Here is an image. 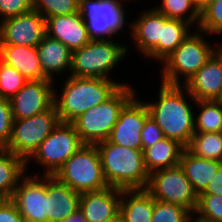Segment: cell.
I'll return each instance as SVG.
<instances>
[{
  "instance_id": "obj_34",
  "label": "cell",
  "mask_w": 222,
  "mask_h": 222,
  "mask_svg": "<svg viewBox=\"0 0 222 222\" xmlns=\"http://www.w3.org/2000/svg\"><path fill=\"white\" fill-rule=\"evenodd\" d=\"M192 213L176 204L154 199V211L151 222H188Z\"/></svg>"
},
{
  "instance_id": "obj_38",
  "label": "cell",
  "mask_w": 222,
  "mask_h": 222,
  "mask_svg": "<svg viewBox=\"0 0 222 222\" xmlns=\"http://www.w3.org/2000/svg\"><path fill=\"white\" fill-rule=\"evenodd\" d=\"M164 138L161 128L149 117L141 130L142 151Z\"/></svg>"
},
{
  "instance_id": "obj_15",
  "label": "cell",
  "mask_w": 222,
  "mask_h": 222,
  "mask_svg": "<svg viewBox=\"0 0 222 222\" xmlns=\"http://www.w3.org/2000/svg\"><path fill=\"white\" fill-rule=\"evenodd\" d=\"M54 81L29 80L9 99L13 120L25 119L49 110L54 105Z\"/></svg>"
},
{
  "instance_id": "obj_3",
  "label": "cell",
  "mask_w": 222,
  "mask_h": 222,
  "mask_svg": "<svg viewBox=\"0 0 222 222\" xmlns=\"http://www.w3.org/2000/svg\"><path fill=\"white\" fill-rule=\"evenodd\" d=\"M208 37V39H207ZM206 32L193 29L183 42L159 65V82L184 85L218 50Z\"/></svg>"
},
{
  "instance_id": "obj_30",
  "label": "cell",
  "mask_w": 222,
  "mask_h": 222,
  "mask_svg": "<svg viewBox=\"0 0 222 222\" xmlns=\"http://www.w3.org/2000/svg\"><path fill=\"white\" fill-rule=\"evenodd\" d=\"M186 149L198 158L222 162V132H195Z\"/></svg>"
},
{
  "instance_id": "obj_13",
  "label": "cell",
  "mask_w": 222,
  "mask_h": 222,
  "mask_svg": "<svg viewBox=\"0 0 222 222\" xmlns=\"http://www.w3.org/2000/svg\"><path fill=\"white\" fill-rule=\"evenodd\" d=\"M137 93L123 106L109 141L119 146L142 150L141 130L150 117L144 99Z\"/></svg>"
},
{
  "instance_id": "obj_31",
  "label": "cell",
  "mask_w": 222,
  "mask_h": 222,
  "mask_svg": "<svg viewBox=\"0 0 222 222\" xmlns=\"http://www.w3.org/2000/svg\"><path fill=\"white\" fill-rule=\"evenodd\" d=\"M198 29L211 37H220L222 33V0H214L200 9Z\"/></svg>"
},
{
  "instance_id": "obj_22",
  "label": "cell",
  "mask_w": 222,
  "mask_h": 222,
  "mask_svg": "<svg viewBox=\"0 0 222 222\" xmlns=\"http://www.w3.org/2000/svg\"><path fill=\"white\" fill-rule=\"evenodd\" d=\"M0 60L15 68L28 81L48 79L43 74L36 47L0 45Z\"/></svg>"
},
{
  "instance_id": "obj_42",
  "label": "cell",
  "mask_w": 222,
  "mask_h": 222,
  "mask_svg": "<svg viewBox=\"0 0 222 222\" xmlns=\"http://www.w3.org/2000/svg\"><path fill=\"white\" fill-rule=\"evenodd\" d=\"M188 222H213V221H209L204 218L198 217L196 214L192 213L189 217Z\"/></svg>"
},
{
  "instance_id": "obj_37",
  "label": "cell",
  "mask_w": 222,
  "mask_h": 222,
  "mask_svg": "<svg viewBox=\"0 0 222 222\" xmlns=\"http://www.w3.org/2000/svg\"><path fill=\"white\" fill-rule=\"evenodd\" d=\"M32 0H0V21L31 11Z\"/></svg>"
},
{
  "instance_id": "obj_16",
  "label": "cell",
  "mask_w": 222,
  "mask_h": 222,
  "mask_svg": "<svg viewBox=\"0 0 222 222\" xmlns=\"http://www.w3.org/2000/svg\"><path fill=\"white\" fill-rule=\"evenodd\" d=\"M46 35V19L33 9L1 21L0 45L37 47Z\"/></svg>"
},
{
  "instance_id": "obj_32",
  "label": "cell",
  "mask_w": 222,
  "mask_h": 222,
  "mask_svg": "<svg viewBox=\"0 0 222 222\" xmlns=\"http://www.w3.org/2000/svg\"><path fill=\"white\" fill-rule=\"evenodd\" d=\"M32 8L45 19L79 11V0H32Z\"/></svg>"
},
{
  "instance_id": "obj_41",
  "label": "cell",
  "mask_w": 222,
  "mask_h": 222,
  "mask_svg": "<svg viewBox=\"0 0 222 222\" xmlns=\"http://www.w3.org/2000/svg\"><path fill=\"white\" fill-rule=\"evenodd\" d=\"M63 222H87L80 210H77L73 215L69 216Z\"/></svg>"
},
{
  "instance_id": "obj_27",
  "label": "cell",
  "mask_w": 222,
  "mask_h": 222,
  "mask_svg": "<svg viewBox=\"0 0 222 222\" xmlns=\"http://www.w3.org/2000/svg\"><path fill=\"white\" fill-rule=\"evenodd\" d=\"M194 110L195 132H222V101L196 100Z\"/></svg>"
},
{
  "instance_id": "obj_44",
  "label": "cell",
  "mask_w": 222,
  "mask_h": 222,
  "mask_svg": "<svg viewBox=\"0 0 222 222\" xmlns=\"http://www.w3.org/2000/svg\"><path fill=\"white\" fill-rule=\"evenodd\" d=\"M106 222H123V220H122V217H121V215L119 213L115 218L107 220Z\"/></svg>"
},
{
  "instance_id": "obj_28",
  "label": "cell",
  "mask_w": 222,
  "mask_h": 222,
  "mask_svg": "<svg viewBox=\"0 0 222 222\" xmlns=\"http://www.w3.org/2000/svg\"><path fill=\"white\" fill-rule=\"evenodd\" d=\"M194 28L179 19H169L162 26L159 39V63L161 64L189 35Z\"/></svg>"
},
{
  "instance_id": "obj_9",
  "label": "cell",
  "mask_w": 222,
  "mask_h": 222,
  "mask_svg": "<svg viewBox=\"0 0 222 222\" xmlns=\"http://www.w3.org/2000/svg\"><path fill=\"white\" fill-rule=\"evenodd\" d=\"M74 191H100L108 186L96 145H83L53 175Z\"/></svg>"
},
{
  "instance_id": "obj_45",
  "label": "cell",
  "mask_w": 222,
  "mask_h": 222,
  "mask_svg": "<svg viewBox=\"0 0 222 222\" xmlns=\"http://www.w3.org/2000/svg\"><path fill=\"white\" fill-rule=\"evenodd\" d=\"M220 38H222V33L220 34ZM217 39L216 41H217V49H218V51L219 52H221L222 53V39ZM219 42H221V43H219Z\"/></svg>"
},
{
  "instance_id": "obj_8",
  "label": "cell",
  "mask_w": 222,
  "mask_h": 222,
  "mask_svg": "<svg viewBox=\"0 0 222 222\" xmlns=\"http://www.w3.org/2000/svg\"><path fill=\"white\" fill-rule=\"evenodd\" d=\"M83 145L72 123L59 122L26 161V171L31 175L53 176ZM32 162L42 169H39V172L30 173L29 171L32 170L29 166L33 164Z\"/></svg>"
},
{
  "instance_id": "obj_29",
  "label": "cell",
  "mask_w": 222,
  "mask_h": 222,
  "mask_svg": "<svg viewBox=\"0 0 222 222\" xmlns=\"http://www.w3.org/2000/svg\"><path fill=\"white\" fill-rule=\"evenodd\" d=\"M152 7L168 19H179L189 23L194 29L198 28L200 9L193 0H157Z\"/></svg>"
},
{
  "instance_id": "obj_40",
  "label": "cell",
  "mask_w": 222,
  "mask_h": 222,
  "mask_svg": "<svg viewBox=\"0 0 222 222\" xmlns=\"http://www.w3.org/2000/svg\"><path fill=\"white\" fill-rule=\"evenodd\" d=\"M202 194H212L222 196V166L218 169L215 176L209 182Z\"/></svg>"
},
{
  "instance_id": "obj_6",
  "label": "cell",
  "mask_w": 222,
  "mask_h": 222,
  "mask_svg": "<svg viewBox=\"0 0 222 222\" xmlns=\"http://www.w3.org/2000/svg\"><path fill=\"white\" fill-rule=\"evenodd\" d=\"M137 93L133 84L121 86L100 105L91 107L71 123L84 145H96L108 140L123 106Z\"/></svg>"
},
{
  "instance_id": "obj_11",
  "label": "cell",
  "mask_w": 222,
  "mask_h": 222,
  "mask_svg": "<svg viewBox=\"0 0 222 222\" xmlns=\"http://www.w3.org/2000/svg\"><path fill=\"white\" fill-rule=\"evenodd\" d=\"M145 190L155 200L180 205L191 213L196 210L198 195L180 165L149 174Z\"/></svg>"
},
{
  "instance_id": "obj_39",
  "label": "cell",
  "mask_w": 222,
  "mask_h": 222,
  "mask_svg": "<svg viewBox=\"0 0 222 222\" xmlns=\"http://www.w3.org/2000/svg\"><path fill=\"white\" fill-rule=\"evenodd\" d=\"M0 222H23L22 215L10 200H0Z\"/></svg>"
},
{
  "instance_id": "obj_19",
  "label": "cell",
  "mask_w": 222,
  "mask_h": 222,
  "mask_svg": "<svg viewBox=\"0 0 222 222\" xmlns=\"http://www.w3.org/2000/svg\"><path fill=\"white\" fill-rule=\"evenodd\" d=\"M46 33L49 37L59 40L71 51L79 49L91 41L79 11L70 15L46 18Z\"/></svg>"
},
{
  "instance_id": "obj_18",
  "label": "cell",
  "mask_w": 222,
  "mask_h": 222,
  "mask_svg": "<svg viewBox=\"0 0 222 222\" xmlns=\"http://www.w3.org/2000/svg\"><path fill=\"white\" fill-rule=\"evenodd\" d=\"M122 189L107 187L81 193L79 210L87 222H106L120 213Z\"/></svg>"
},
{
  "instance_id": "obj_23",
  "label": "cell",
  "mask_w": 222,
  "mask_h": 222,
  "mask_svg": "<svg viewBox=\"0 0 222 222\" xmlns=\"http://www.w3.org/2000/svg\"><path fill=\"white\" fill-rule=\"evenodd\" d=\"M179 165L190 181L194 192L199 196L222 166V162L198 158L185 148L181 154Z\"/></svg>"
},
{
  "instance_id": "obj_4",
  "label": "cell",
  "mask_w": 222,
  "mask_h": 222,
  "mask_svg": "<svg viewBox=\"0 0 222 222\" xmlns=\"http://www.w3.org/2000/svg\"><path fill=\"white\" fill-rule=\"evenodd\" d=\"M105 180L109 187L145 189L149 173L144 165V152L105 140L96 144Z\"/></svg>"
},
{
  "instance_id": "obj_1",
  "label": "cell",
  "mask_w": 222,
  "mask_h": 222,
  "mask_svg": "<svg viewBox=\"0 0 222 222\" xmlns=\"http://www.w3.org/2000/svg\"><path fill=\"white\" fill-rule=\"evenodd\" d=\"M159 84L154 100H144L149 115L165 138L176 140L186 148L195 133L196 100L183 85Z\"/></svg>"
},
{
  "instance_id": "obj_20",
  "label": "cell",
  "mask_w": 222,
  "mask_h": 222,
  "mask_svg": "<svg viewBox=\"0 0 222 222\" xmlns=\"http://www.w3.org/2000/svg\"><path fill=\"white\" fill-rule=\"evenodd\" d=\"M48 222H63L79 210L81 193L58 181L54 176H46Z\"/></svg>"
},
{
  "instance_id": "obj_17",
  "label": "cell",
  "mask_w": 222,
  "mask_h": 222,
  "mask_svg": "<svg viewBox=\"0 0 222 222\" xmlns=\"http://www.w3.org/2000/svg\"><path fill=\"white\" fill-rule=\"evenodd\" d=\"M183 86L195 100L222 101V53L217 50Z\"/></svg>"
},
{
  "instance_id": "obj_35",
  "label": "cell",
  "mask_w": 222,
  "mask_h": 222,
  "mask_svg": "<svg viewBox=\"0 0 222 222\" xmlns=\"http://www.w3.org/2000/svg\"><path fill=\"white\" fill-rule=\"evenodd\" d=\"M194 214L209 221L222 222V196L200 194Z\"/></svg>"
},
{
  "instance_id": "obj_26",
  "label": "cell",
  "mask_w": 222,
  "mask_h": 222,
  "mask_svg": "<svg viewBox=\"0 0 222 222\" xmlns=\"http://www.w3.org/2000/svg\"><path fill=\"white\" fill-rule=\"evenodd\" d=\"M26 174V161L23 158L0 149V200L10 199Z\"/></svg>"
},
{
  "instance_id": "obj_12",
  "label": "cell",
  "mask_w": 222,
  "mask_h": 222,
  "mask_svg": "<svg viewBox=\"0 0 222 222\" xmlns=\"http://www.w3.org/2000/svg\"><path fill=\"white\" fill-rule=\"evenodd\" d=\"M137 15L131 22L129 40L133 43H129L130 47H127L128 54H131L130 49L134 46L133 49L137 50L138 56L141 55L142 59L154 61L159 65V39H161L162 26L169 19L154 7L142 9Z\"/></svg>"
},
{
  "instance_id": "obj_21",
  "label": "cell",
  "mask_w": 222,
  "mask_h": 222,
  "mask_svg": "<svg viewBox=\"0 0 222 222\" xmlns=\"http://www.w3.org/2000/svg\"><path fill=\"white\" fill-rule=\"evenodd\" d=\"M36 48L43 74L48 79L56 81L58 76H70L72 51L67 46L46 35Z\"/></svg>"
},
{
  "instance_id": "obj_14",
  "label": "cell",
  "mask_w": 222,
  "mask_h": 222,
  "mask_svg": "<svg viewBox=\"0 0 222 222\" xmlns=\"http://www.w3.org/2000/svg\"><path fill=\"white\" fill-rule=\"evenodd\" d=\"M10 200L25 222H48L46 176L26 174L15 188Z\"/></svg>"
},
{
  "instance_id": "obj_25",
  "label": "cell",
  "mask_w": 222,
  "mask_h": 222,
  "mask_svg": "<svg viewBox=\"0 0 222 222\" xmlns=\"http://www.w3.org/2000/svg\"><path fill=\"white\" fill-rule=\"evenodd\" d=\"M185 147L178 141L163 138L144 152V165L149 174L161 169L172 168L179 165L180 157Z\"/></svg>"
},
{
  "instance_id": "obj_36",
  "label": "cell",
  "mask_w": 222,
  "mask_h": 222,
  "mask_svg": "<svg viewBox=\"0 0 222 222\" xmlns=\"http://www.w3.org/2000/svg\"><path fill=\"white\" fill-rule=\"evenodd\" d=\"M12 123L10 101L0 97V149H5L10 140Z\"/></svg>"
},
{
  "instance_id": "obj_33",
  "label": "cell",
  "mask_w": 222,
  "mask_h": 222,
  "mask_svg": "<svg viewBox=\"0 0 222 222\" xmlns=\"http://www.w3.org/2000/svg\"><path fill=\"white\" fill-rule=\"evenodd\" d=\"M28 80L15 68L0 60V97L11 99Z\"/></svg>"
},
{
  "instance_id": "obj_24",
  "label": "cell",
  "mask_w": 222,
  "mask_h": 222,
  "mask_svg": "<svg viewBox=\"0 0 222 222\" xmlns=\"http://www.w3.org/2000/svg\"><path fill=\"white\" fill-rule=\"evenodd\" d=\"M154 198L145 189H122L120 215L123 222H151Z\"/></svg>"
},
{
  "instance_id": "obj_5",
  "label": "cell",
  "mask_w": 222,
  "mask_h": 222,
  "mask_svg": "<svg viewBox=\"0 0 222 222\" xmlns=\"http://www.w3.org/2000/svg\"><path fill=\"white\" fill-rule=\"evenodd\" d=\"M121 42L123 41L117 39L91 40L85 46L73 50L70 76L105 78L118 81L121 86L130 84L113 79L111 74L128 58V43Z\"/></svg>"
},
{
  "instance_id": "obj_10",
  "label": "cell",
  "mask_w": 222,
  "mask_h": 222,
  "mask_svg": "<svg viewBox=\"0 0 222 222\" xmlns=\"http://www.w3.org/2000/svg\"><path fill=\"white\" fill-rule=\"evenodd\" d=\"M59 122L55 104L43 113L13 120L11 137L5 150L27 161Z\"/></svg>"
},
{
  "instance_id": "obj_2",
  "label": "cell",
  "mask_w": 222,
  "mask_h": 222,
  "mask_svg": "<svg viewBox=\"0 0 222 222\" xmlns=\"http://www.w3.org/2000/svg\"><path fill=\"white\" fill-rule=\"evenodd\" d=\"M54 81V104L60 122L71 123L91 107L100 105L120 87L118 81L105 78L68 76ZM62 81V84L59 82ZM59 88V89H57Z\"/></svg>"
},
{
  "instance_id": "obj_7",
  "label": "cell",
  "mask_w": 222,
  "mask_h": 222,
  "mask_svg": "<svg viewBox=\"0 0 222 222\" xmlns=\"http://www.w3.org/2000/svg\"><path fill=\"white\" fill-rule=\"evenodd\" d=\"M132 1L138 2L137 0H79V13L86 24L90 39H119L122 33L125 36L130 34L131 22L127 19V11L130 10L127 7ZM126 26L129 28L127 31Z\"/></svg>"
},
{
  "instance_id": "obj_43",
  "label": "cell",
  "mask_w": 222,
  "mask_h": 222,
  "mask_svg": "<svg viewBox=\"0 0 222 222\" xmlns=\"http://www.w3.org/2000/svg\"><path fill=\"white\" fill-rule=\"evenodd\" d=\"M193 2L198 6L199 9H202L207 3H209V0H193Z\"/></svg>"
}]
</instances>
